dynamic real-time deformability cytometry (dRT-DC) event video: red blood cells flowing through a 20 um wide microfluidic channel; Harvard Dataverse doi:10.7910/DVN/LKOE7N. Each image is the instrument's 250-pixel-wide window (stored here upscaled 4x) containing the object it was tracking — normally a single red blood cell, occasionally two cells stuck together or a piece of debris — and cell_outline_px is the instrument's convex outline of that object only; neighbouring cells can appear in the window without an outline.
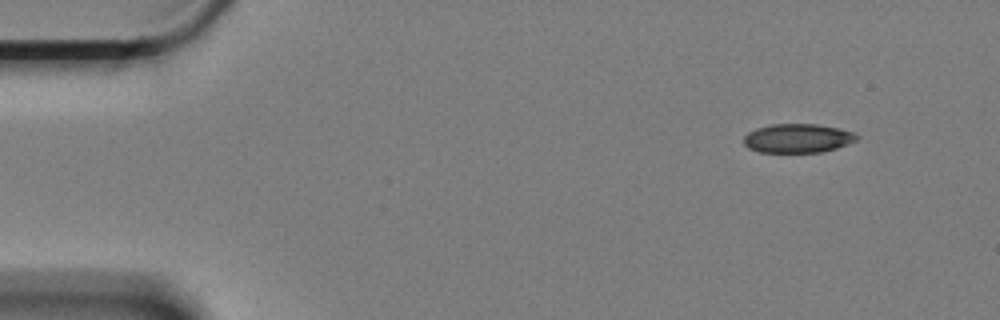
{"species": "Egyptian fruit bat (a non-hibernating species)", "species_latin": "Rousettus aegyptiacus", "temperature_condition": "cold", "stored_images_in_passage": 55, "camera_frame_rate_fps": 3000, "um_per_image_px": 0.085, "animal": {"sex": "female"}, "frame": {"image": 1, "passage_image": 1, "time_ms": 0.0, "image_size_px": [1000, 320], "cell_outline_px": [[860, 136], [856, 140], [836, 148], [820, 152], [760, 152], [748, 148], [744, 144], [744, 136], [748, 132], [756, 128], [772, 124], [816, 124], [836, 128], [852, 132]], "centroid_in_image_um": [67.77, 11.75], "position_along_channel_um": 17.2, "area_um2": 18.9}}
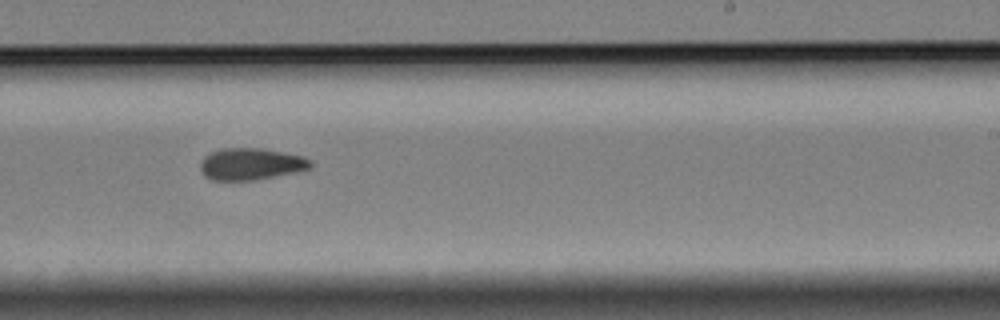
{"frame": {"image": 2, "passage_image": 32, "time_ms": 10.333, "image_size_px": [1000, 320], "cell_outline_px": [[312, 164], [308, 168], [292, 172], [252, 180], [212, 180], [204, 176], [200, 168], [200, 164], [204, 156], [220, 148], [260, 148], [304, 156], [312, 160]], "centroid_in_image_um": [21.28, 13.93], "position_along_channel_um": 267.7, "area_um2": 20.17}}
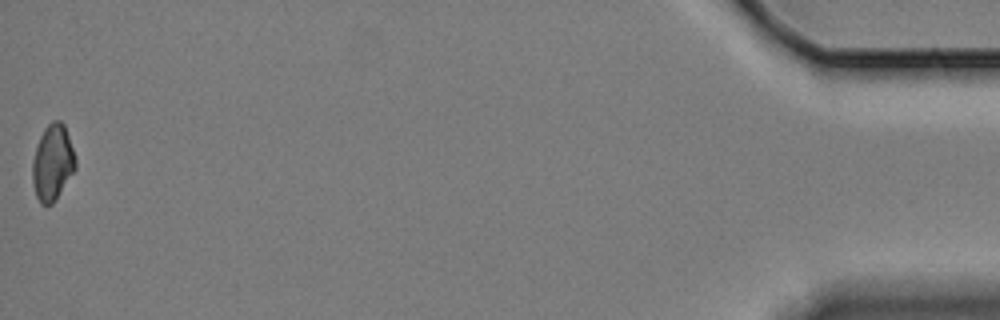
{"frame": {"image": 3, "passage_image": 55, "time_ms": 18.0, "image_size_px": [1000, 320], "cell_outline_px": [[76, 168], [56, 200], [52, 204], [40, 204], [36, 196], [32, 184], [32, 160], [40, 136], [44, 128], [52, 120], [60, 120], [64, 124], [76, 160]], "centroid_in_image_um": [4.45, 13.84], "position_along_channel_um": 430.7, "area_um2": 19.07}, "authors_computed_cell_mechanics": {"area_um2": 20.1144, "velocity_mm_per_s": 3.3352, "shape_relaxation_time_tau1_ms": null, "shape_relaxation_time_tau2_ms": 8.8704, "deformation_change_tau1": null, "deformation_change_tau2": 0.1335}}